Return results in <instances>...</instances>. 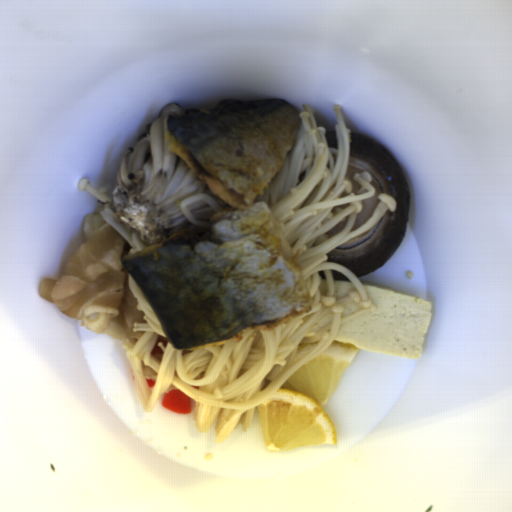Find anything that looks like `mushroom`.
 Returning <instances> with one entry per match:
<instances>
[{
	"label": "mushroom",
	"instance_id": "983e1aa8",
	"mask_svg": "<svg viewBox=\"0 0 512 512\" xmlns=\"http://www.w3.org/2000/svg\"><path fill=\"white\" fill-rule=\"evenodd\" d=\"M363 172L372 175L374 196L361 199L362 210L356 213L349 233L374 214L380 194L395 199L396 207L361 237L328 252L327 261L343 265L357 279L379 269L393 256L405 237L411 209L409 183L394 155L368 135L350 132L344 179L352 182L355 193L362 185L355 182L354 174Z\"/></svg>",
	"mask_w": 512,
	"mask_h": 512
},
{
	"label": "mushroom",
	"instance_id": "81393ffc",
	"mask_svg": "<svg viewBox=\"0 0 512 512\" xmlns=\"http://www.w3.org/2000/svg\"><path fill=\"white\" fill-rule=\"evenodd\" d=\"M327 145L329 148H338L336 131H326Z\"/></svg>",
	"mask_w": 512,
	"mask_h": 512
},
{
	"label": "mushroom",
	"instance_id": "3b791983",
	"mask_svg": "<svg viewBox=\"0 0 512 512\" xmlns=\"http://www.w3.org/2000/svg\"><path fill=\"white\" fill-rule=\"evenodd\" d=\"M332 280H342L351 282L344 274H342L339 270H331ZM352 283V282H351Z\"/></svg>",
	"mask_w": 512,
	"mask_h": 512
}]
</instances>
